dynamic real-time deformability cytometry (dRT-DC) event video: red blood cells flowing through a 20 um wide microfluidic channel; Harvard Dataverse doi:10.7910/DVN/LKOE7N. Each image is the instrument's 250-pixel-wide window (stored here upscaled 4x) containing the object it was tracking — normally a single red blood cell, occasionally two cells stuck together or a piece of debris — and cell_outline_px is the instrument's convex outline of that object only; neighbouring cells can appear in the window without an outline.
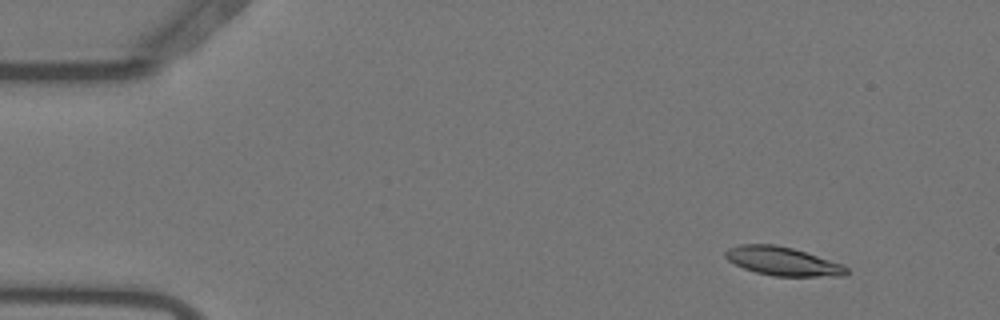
{"species": "Egyptian fruit bat (a non-hibernating species)", "species_latin": "Rousettus aegyptiacus", "temperature_condition": "warm", "stored_images_in_passage": 55, "camera_frame_rate_fps": 3000, "um_per_image_px": 0.085, "animal": {"sex": "female"}, "frame": {"image": 1, "passage_image": 6, "time_ms": 1.667, "image_size_px": [1000, 320], "cell_outline_px": [[848, 272], [844, 276], [772, 276], [756, 272], [744, 268], [728, 260], [724, 256], [724, 252], [728, 248], [740, 244], [776, 244], [792, 248], [844, 264], [848, 268]], "centroid_in_image_um": [66.53, 22.2], "position_along_channel_um": 18.5, "area_um2": 20.23}}
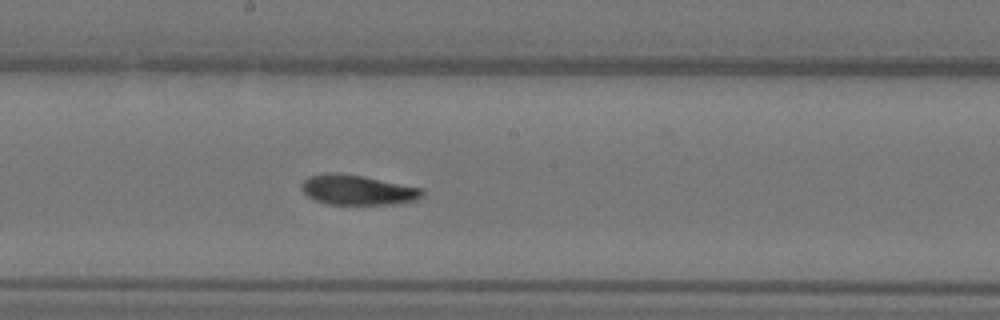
{"frame": {"image": 2, "passage_image": 30, "time_ms": 9.667, "image_size_px": [1000, 320], "cell_outline_px": [[424, 196], [416, 200], [396, 204], [328, 204], [316, 200], [308, 196], [300, 188], [300, 184], [308, 176], [328, 172], [340, 172], [424, 188]], "centroid_in_image_um": [30.4, 16.14], "position_along_channel_um": 217.8, "area_um2": 21.21}}
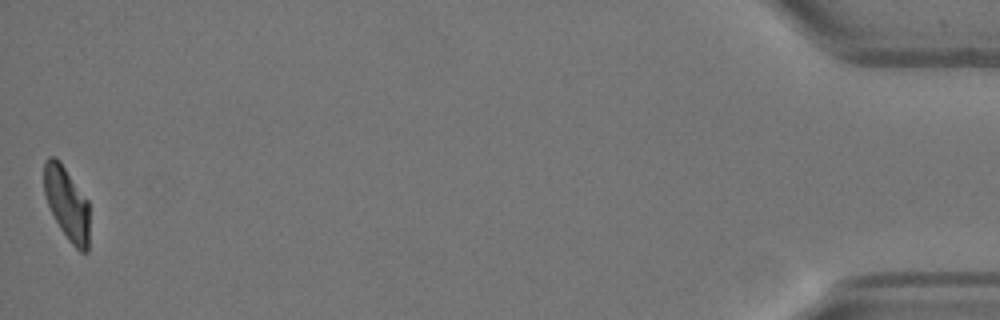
{"frame": {"image": 3, "passage_image": 55, "time_ms": 18.0, "image_size_px": [1000, 320], "cell_outline_px": [[88, 252], [80, 252], [68, 240], [60, 228], [44, 196], [44, 160], [48, 156], [56, 156], [60, 160], [88, 200]], "centroid_in_image_um": [5.67, 17.25], "position_along_channel_um": 429.5, "area_um2": 19.36}, "authors_computed_cell_mechanics": {"area_um2": 20.808, "velocity_mm_per_s": 3.6838, "shape_relaxation_time_tau1_ms": 7.0586, "shape_relaxation_time_tau2_ms": 3.7867, "deformation_change_tau1": 0.2362, "deformation_change_tau2": 0.0931}}